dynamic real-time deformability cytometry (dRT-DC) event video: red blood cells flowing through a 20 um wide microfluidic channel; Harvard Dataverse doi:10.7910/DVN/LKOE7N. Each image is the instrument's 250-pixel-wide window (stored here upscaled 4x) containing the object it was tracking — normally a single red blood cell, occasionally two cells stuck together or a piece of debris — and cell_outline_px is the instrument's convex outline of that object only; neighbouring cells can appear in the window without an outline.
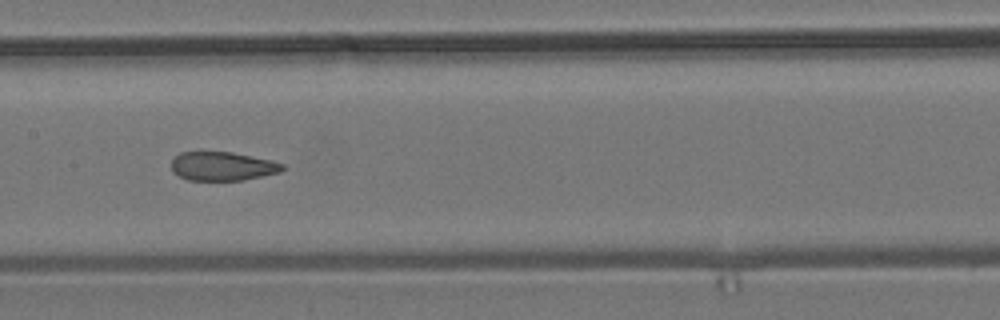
{"species": "common noctule bat (a hibernating species)", "species_latin": "Nyctalus noctula", "temperature_condition": "room temperature", "stored_images_in_passage": 11, "segment_of_instrument_passage": [1, 2], "camera_frame_rate_fps": 3000, "um_per_image_px": 0.085, "animal": {"sex": "male", "body_mass_g": 19.2, "forearm_length_mm": 51.8}, "frame": {"image": 1, "passage_image": 7, "time_ms": 2.0, "image_size_px": [1000, 320], "cell_outline_px": [[284, 168], [280, 172], [244, 180], [188, 180], [172, 172], [172, 160], [180, 152], [232, 152], [272, 160], [284, 164]], "centroid_in_image_um": [18.92, 14.13], "position_along_channel_um": 188.5, "area_um2": 18.61}}
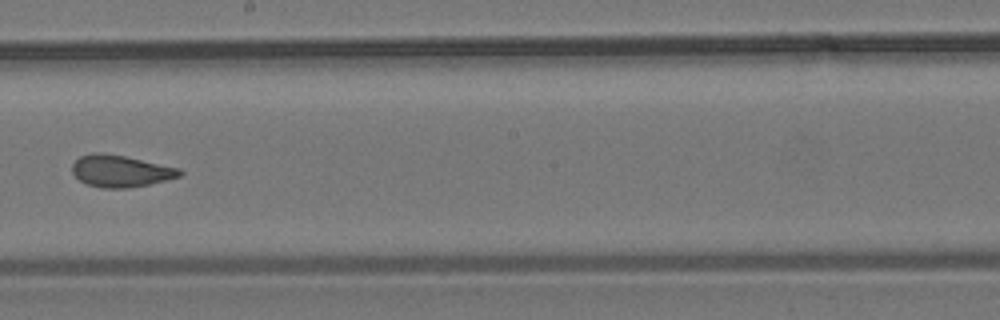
{"frame": {"image": 2, "passage_image": 8, "time_ms": 2.333, "image_size_px": [1000, 320], "cell_outline_px": [[184, 172], [180, 176], [148, 184], [128, 188], [100, 188], [88, 184], [80, 180], [72, 172], [72, 164], [80, 156], [92, 152], [100, 152], [124, 156], [180, 168]], "centroid_in_image_um": [10.23, 14.53], "position_along_channel_um": 238.0, "area_um2": 19.83}}
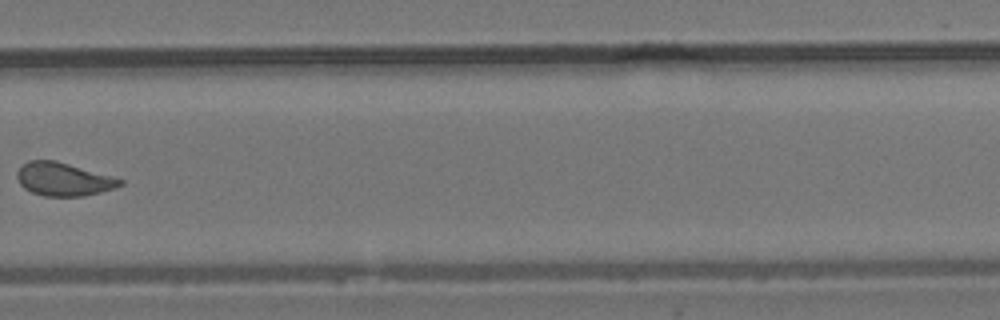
{"frame": {"image": 3, "passage_image": 10, "time_ms": 3.0, "image_size_px": [1000, 320], "cell_outline_px": [[124, 184], [116, 188], [84, 196], [44, 196], [32, 192], [24, 188], [20, 184], [16, 176], [16, 172], [28, 160], [56, 160], [112, 176], [124, 180]], "centroid_in_image_um": [5.41, 15.23], "position_along_channel_um": 324.4, "area_um2": 20.0}}